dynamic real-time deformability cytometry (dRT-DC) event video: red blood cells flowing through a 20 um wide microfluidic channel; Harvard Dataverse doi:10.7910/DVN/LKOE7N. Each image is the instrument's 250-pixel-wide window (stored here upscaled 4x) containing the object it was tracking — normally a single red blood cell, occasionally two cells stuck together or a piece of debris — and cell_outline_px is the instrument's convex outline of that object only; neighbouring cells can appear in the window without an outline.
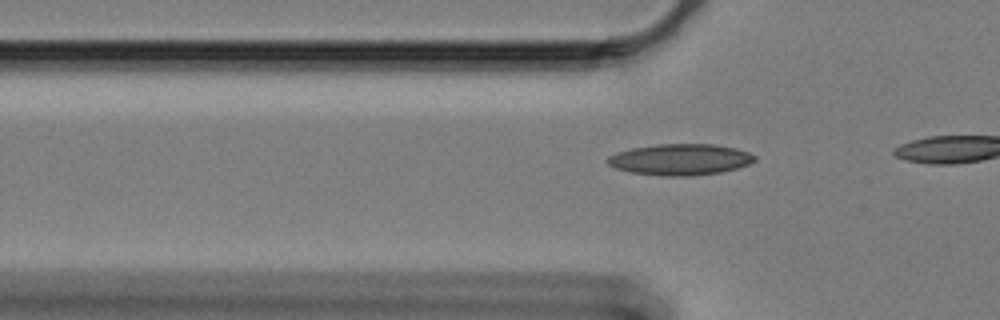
{"species": "Egyptian fruit bat (a non-hibernating species)", "species_latin": "Rousettus aegyptiacus", "temperature_condition": "cold", "stored_images_in_passage": 18, "camera_frame_rate_fps": 3000, "um_per_image_px": 0.085, "animal": {"sex": "female"}, "frame": {"image": 1, "passage_image": 15, "time_ms": 4.667, "image_size_px": [1000, 320], "cell_outline_px": [[756, 160], [748, 164], [736, 168], [720, 172], [692, 176], [664, 176], [632, 172], [616, 168], [608, 164], [604, 160], [608, 156], [632, 148], [656, 144], [712, 144], [736, 148], [748, 152], [756, 156]], "centroid_in_image_um": [57.82, 13.55], "position_along_channel_um": 68.0, "area_um2": 26.65}}